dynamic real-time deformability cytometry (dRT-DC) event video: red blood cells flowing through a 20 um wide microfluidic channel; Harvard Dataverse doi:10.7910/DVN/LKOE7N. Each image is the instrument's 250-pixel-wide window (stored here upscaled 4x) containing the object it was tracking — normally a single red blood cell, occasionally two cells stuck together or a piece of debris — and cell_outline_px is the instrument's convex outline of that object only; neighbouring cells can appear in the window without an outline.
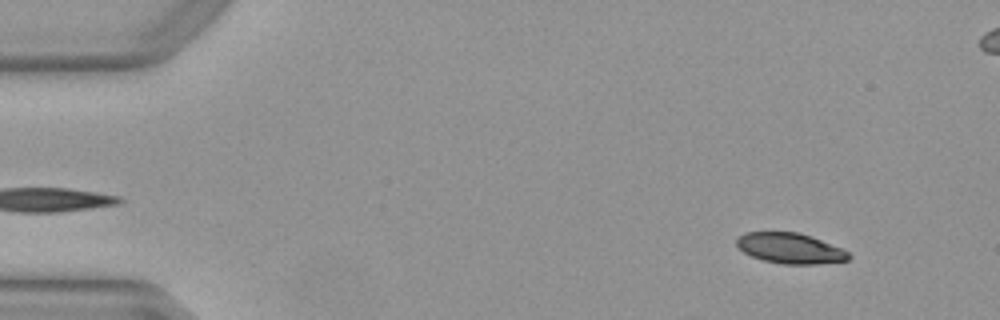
{"species": "Egyptian fruit bat (a non-hibernating species)", "species_latin": "Rousettus aegyptiacus", "temperature_condition": "warm", "stored_images_in_passage": 52, "camera_frame_rate_fps": 3000, "um_per_image_px": 0.085, "animal": {"sex": "female"}, "frame": {"image": 1, "passage_image": 5, "time_ms": 1.333, "image_size_px": [1000, 320], "cell_outline_px": [[852, 256], [848, 260], [816, 264], [780, 264], [764, 260], [752, 256], [736, 248], [736, 240], [744, 232], [796, 232], [844, 248]], "centroid_in_image_um": [67.15, 21.11], "position_along_channel_um": 17.8, "area_um2": 19.88}}
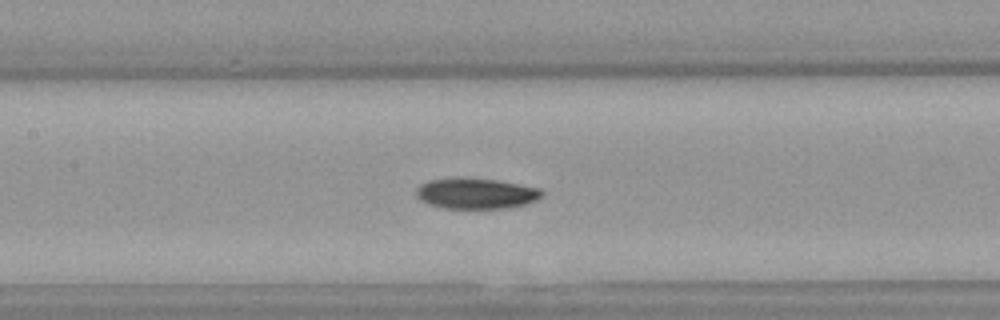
{"frame": {"image": 2, "passage_image": 24, "time_ms": 7.667, "image_size_px": [1000, 320], "cell_outline_px": [[544, 196], [536, 200], [524, 204], [508, 208], [444, 208], [428, 204], [420, 200], [416, 196], [416, 188], [420, 184], [428, 180], [460, 176], [496, 180], [540, 188], [544, 192]], "centroid_in_image_um": [40.43, 16.42], "position_along_channel_um": 167.0, "area_um2": 22.83}}
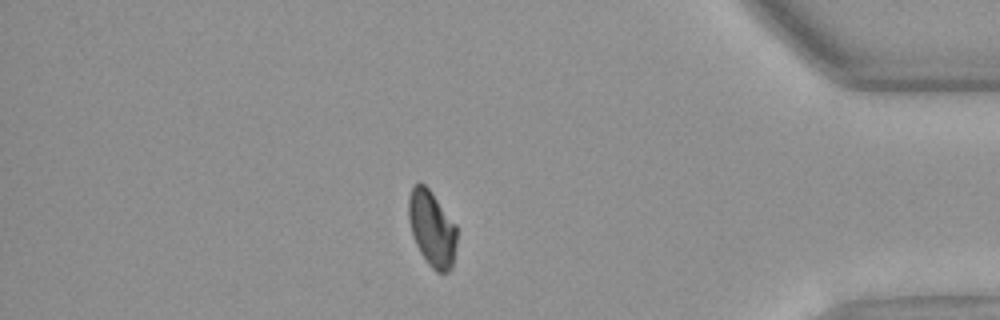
{"frame": {"image": 3, "passage_image": 44, "time_ms": 14.333, "image_size_px": [1000, 320], "cell_outline_px": [[456, 244], [452, 268], [448, 272], [436, 272], [428, 264], [420, 252], [412, 236], [408, 220], [408, 196], [412, 188], [416, 184], [424, 184], [432, 192], [456, 224]], "centroid_in_image_um": [36.7, 19.43], "position_along_channel_um": 398.5, "area_um2": 21.39}, "authors_computed_cell_mechanics": {"area_um2": 21.964, "velocity_mm_per_s": 4.0062, "shape_relaxation_time_tau1_ms": 5.7382, "shape_relaxation_time_tau2_ms": null, "deformation_change_tau1": 0.1624, "deformation_change_tau2": null}}